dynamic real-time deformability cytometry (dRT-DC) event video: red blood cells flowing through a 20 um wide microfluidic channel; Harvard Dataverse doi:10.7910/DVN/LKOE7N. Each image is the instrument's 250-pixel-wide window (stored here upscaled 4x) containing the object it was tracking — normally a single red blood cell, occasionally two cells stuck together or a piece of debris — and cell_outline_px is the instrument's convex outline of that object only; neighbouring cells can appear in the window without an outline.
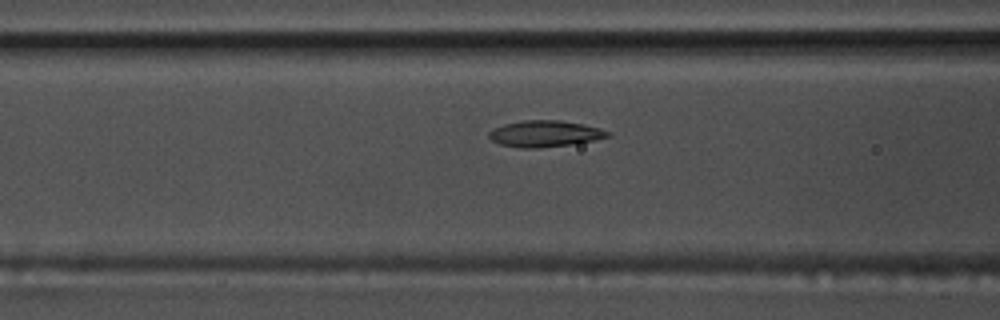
{"species": "common noctule bat (a hibernating species)", "species_latin": "Nyctalus noctula", "temperature_condition": "warm", "stored_images_in_passage": 42, "camera_frame_rate_fps": 3000, "um_per_image_px": 0.085, "animal": {"sex": "male", "body_mass_g": 17.5, "forearm_length_mm": 52.3}, "frame": {"image": 1, "passage_image": 8, "time_ms": 2.333, "image_size_px": [1000, 320], "cell_outline_px": [[612, 136], [596, 140], [540, 148], [520, 148], [500, 144], [492, 140], [488, 136], [488, 132], [504, 124], [524, 120], [560, 120], [584, 124], [600, 128], [612, 132]], "centroid_in_image_um": [46.36, 11.36], "position_along_channel_um": 120.2, "area_um2": 18.26}}
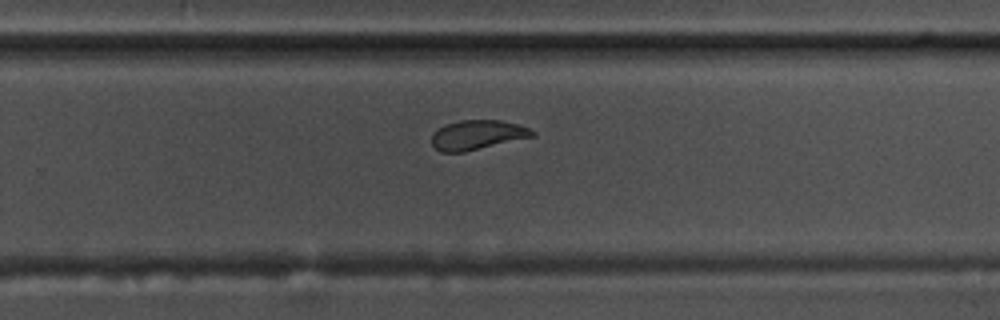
{"frame": {"image": 2, "passage_image": 22, "time_ms": 7.0, "image_size_px": [1000, 320], "cell_outline_px": [[536, 136], [464, 152], [440, 152], [432, 144], [432, 136], [440, 128], [448, 124], [460, 120], [500, 120], [516, 124], [528, 128], [536, 132]], "centroid_in_image_um": [40.61, 11.47], "position_along_channel_um": 289.2, "area_um2": 17.11}}
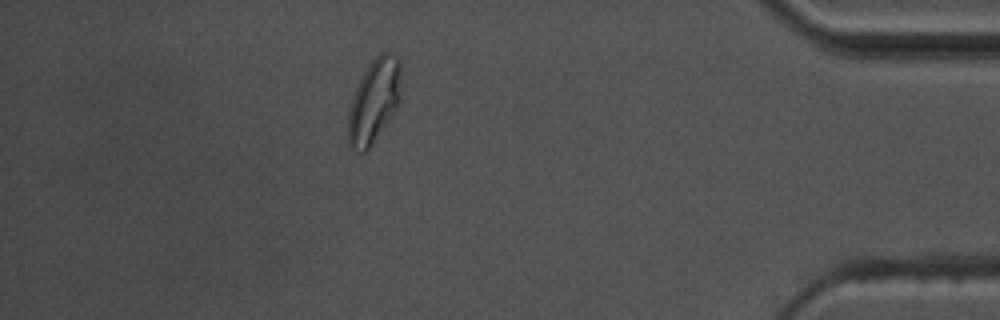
{"frame": {"image": 3, "passage_image": 35, "time_ms": 11.333, "image_size_px": [1000, 320], "cell_outline_px": [[400, 104], [368, 152], [356, 152], [348, 148], [348, 112], [356, 88], [368, 64], [380, 52], [388, 52], [396, 56], [400, 60]], "centroid_in_image_um": [31.79, 8.64], "position_along_channel_um": 403.4, "area_um2": 26.24}, "authors_computed_cell_mechanics": {"area_um2": 18.6405, "velocity_mm_per_s": 3.6292, "shape_relaxation_time_tau1_ms": 3.8656, "shape_relaxation_time_tau2_ms": 0.993, "deformation_change_tau1": 0.1602, "deformation_change_tau2": 0.0592}}